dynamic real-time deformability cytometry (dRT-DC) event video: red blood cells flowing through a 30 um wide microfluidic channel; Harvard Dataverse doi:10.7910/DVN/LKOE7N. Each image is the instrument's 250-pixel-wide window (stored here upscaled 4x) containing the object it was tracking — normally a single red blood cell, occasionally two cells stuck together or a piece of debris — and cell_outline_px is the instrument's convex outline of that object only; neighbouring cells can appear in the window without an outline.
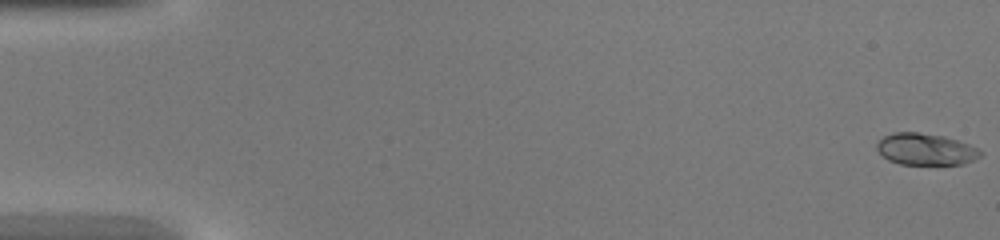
{"species": "common noctule bat (a hibernating species)", "species_latin": "Nyctalus noctula", "temperature_condition": "warm", "stored_images_in_passage": 45, "camera_frame_rate_fps": 3000, "um_per_image_px": 0.085, "animal": {"sex": "female", "body_mass_g": 20.0, "forearm_length_mm": 54.0}, "frame": {"image": 1, "passage_image": 1, "time_ms": 0.0, "image_size_px": [1000, 240], "cell_outline_px": [[984, 152], [980, 156], [964, 164], [900, 164], [888, 160], [876, 148], [876, 144], [884, 136], [892, 132], [916, 132], [944, 136], [980, 148]], "centroid_in_image_um": [78.7, 12.68], "position_along_channel_um": 6.3, "area_um2": 19.07}}
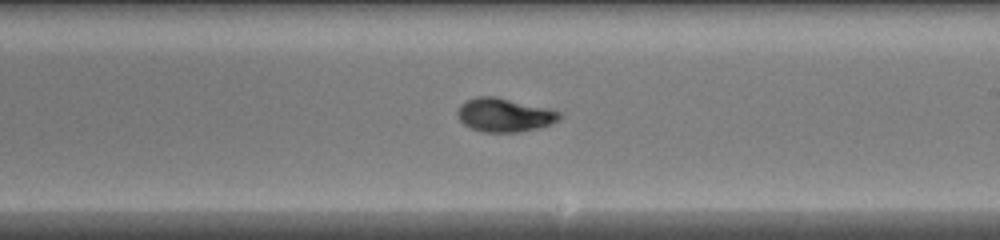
{"frame": {"image": 2, "passage_image": 27, "time_ms": 8.667, "image_size_px": [1000, 240], "cell_outline_px": [[560, 120], [552, 124], [520, 132], [484, 132], [472, 128], [464, 124], [460, 120], [456, 112], [460, 104], [476, 96], [496, 96], [548, 108], [560, 112]], "centroid_in_image_um": [42.87, 9.77], "position_along_channel_um": 246.1, "area_um2": 20.0}}
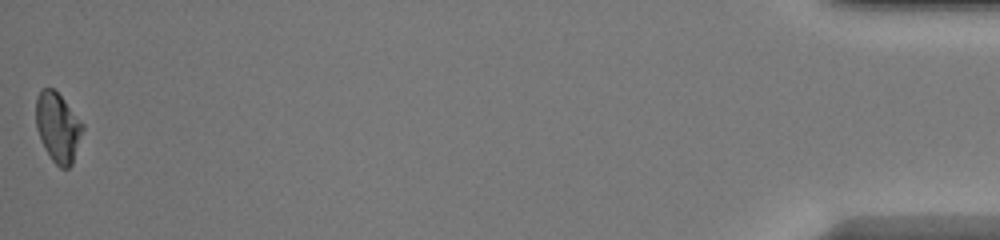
{"frame": {"image": 3, "passage_image": 45, "time_ms": 14.667, "image_size_px": [1000, 240], "cell_outline_px": [[84, 128], [72, 164], [68, 168], [60, 168], [52, 160], [44, 148], [36, 128], [36, 96], [44, 88], [52, 88], [64, 100], [84, 124]], "centroid_in_image_um": [4.92, 10.84], "position_along_channel_um": 430.3, "area_um2": 18.79}}